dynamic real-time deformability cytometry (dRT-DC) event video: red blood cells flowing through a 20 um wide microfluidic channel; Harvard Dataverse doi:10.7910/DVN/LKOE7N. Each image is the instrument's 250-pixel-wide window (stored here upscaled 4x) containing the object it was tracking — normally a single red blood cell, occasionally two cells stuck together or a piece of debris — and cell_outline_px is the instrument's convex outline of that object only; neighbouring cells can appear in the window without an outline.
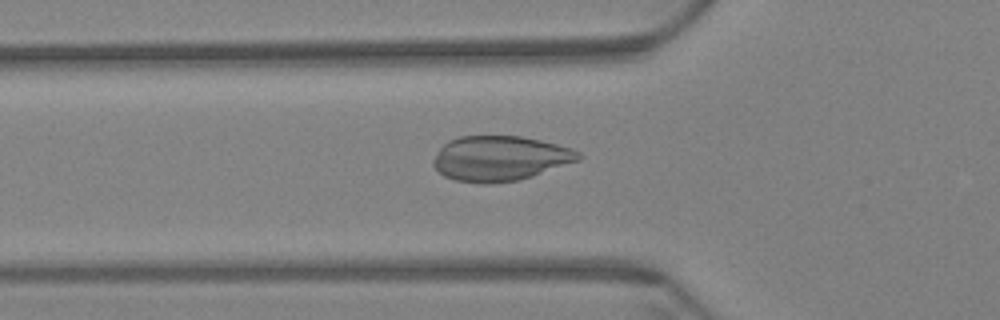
{"species": "Egyptian fruit bat (a non-hibernating species)", "species_latin": "Rousettus aegyptiacus", "temperature_condition": "warm", "stored_images_in_passage": 48, "camera_frame_rate_fps": 3000, "um_per_image_px": 0.085, "animal": {"sex": "female"}, "frame": {"image": 1, "passage_image": 9, "time_ms": 2.667, "image_size_px": [1000, 320], "cell_outline_px": [[584, 156], [580, 160], [520, 180], [488, 184], [480, 184], [456, 180], [444, 176], [432, 164], [432, 160], [440, 148], [448, 140], [460, 136], [520, 136], [540, 140], [572, 148], [580, 152]], "centroid_in_image_um": [42.51, 13.46], "position_along_channel_um": 83.3, "area_um2": 38.21}}
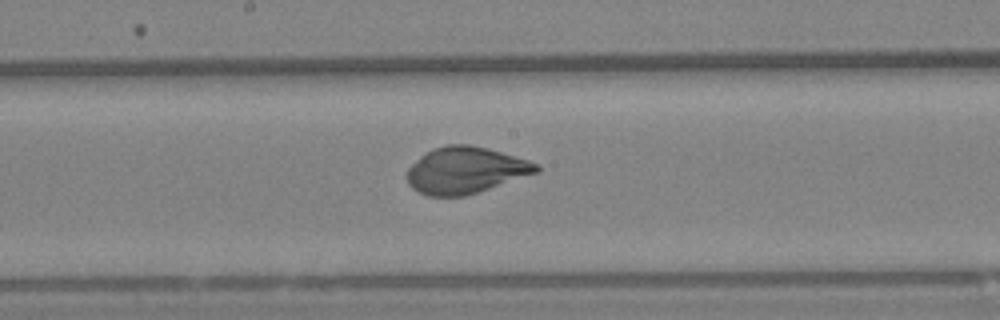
{"frame": {"image": 2, "passage_image": 20, "time_ms": 6.333, "image_size_px": [1000, 320], "cell_outline_px": [[540, 172], [464, 196], [428, 196], [416, 192], [408, 184], [408, 168], [420, 156], [432, 148], [448, 144], [468, 144], [488, 148], [528, 160], [536, 164], [540, 168]], "centroid_in_image_um": [39.55, 14.47], "position_along_channel_um": 208.7, "area_um2": 35.03}}
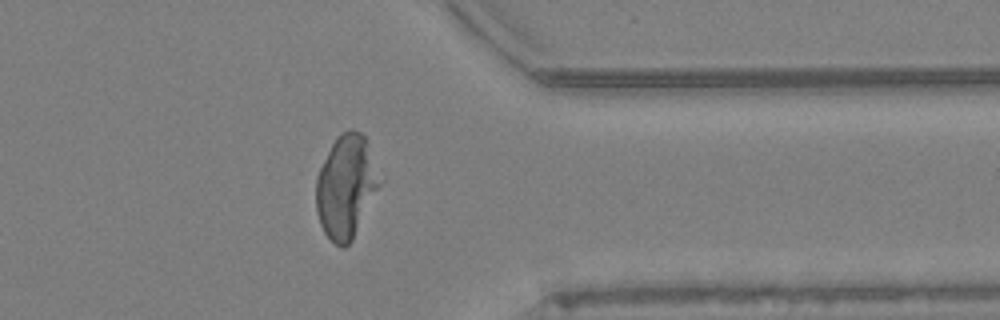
{"frame": {"image": 3, "passage_image": 36, "time_ms": 11.667, "image_size_px": [1000, 320], "cell_outline_px": [[384, 180], [352, 240], [344, 248], [340, 248], [324, 232], [320, 224], [316, 212], [316, 176], [336, 136], [340, 132], [352, 128], [360, 132], [368, 140]], "centroid_in_image_um": [29.46, 15.82], "position_along_channel_um": 381.9, "area_um2": 38.9}}